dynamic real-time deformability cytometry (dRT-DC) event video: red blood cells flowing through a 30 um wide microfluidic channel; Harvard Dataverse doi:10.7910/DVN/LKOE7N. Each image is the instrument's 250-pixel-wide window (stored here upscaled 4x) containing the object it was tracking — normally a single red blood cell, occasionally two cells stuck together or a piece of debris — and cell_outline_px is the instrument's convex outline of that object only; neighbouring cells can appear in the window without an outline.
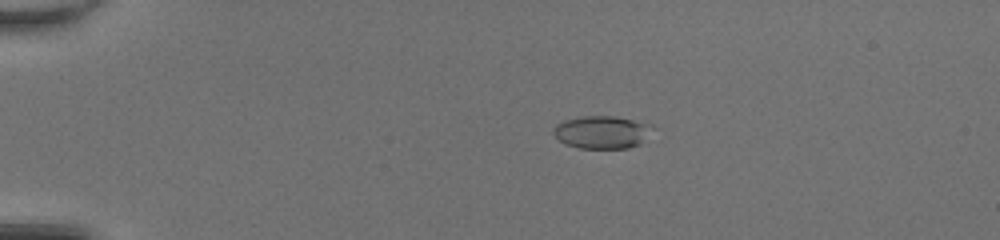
{"species": "common noctule bat (a hibernating species)", "species_latin": "Nyctalus noctula", "temperature_condition": "room temperature", "stored_images_in_passage": 51, "camera_frame_rate_fps": 3000, "um_per_image_px": 0.085, "animal": {"sex": "female", "body_mass_g": 20.0, "forearm_length_mm": 54.0}, "frame": {"image": 1, "passage_image": 12, "time_ms": 3.667, "image_size_px": [1000, 240], "cell_outline_px": [[656, 128], [640, 144], [628, 148], [580, 148], [564, 144], [552, 132], [552, 128], [556, 124], [564, 120], [584, 116], [616, 116], [652, 124]], "centroid_in_image_um": [51.2, 11.23], "position_along_channel_um": 33.8, "area_um2": 19.13}}
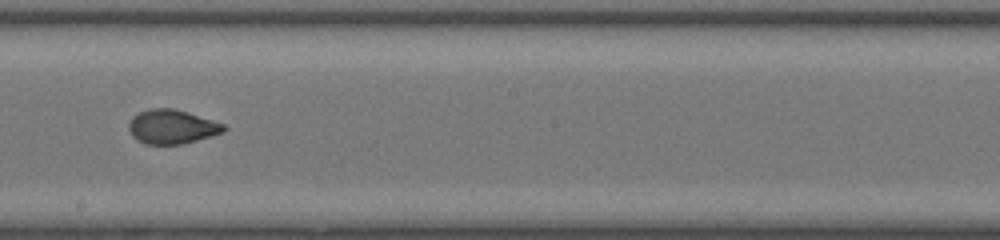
{"frame": {"image": 2, "passage_image": 31, "time_ms": 10.0, "image_size_px": [1000, 240], "cell_outline_px": [[228, 128], [224, 132], [184, 144], [144, 144], [136, 140], [132, 136], [128, 128], [128, 124], [132, 116], [148, 108], [172, 108], [188, 112], [224, 124]], "centroid_in_image_um": [14.6, 10.78], "position_along_channel_um": 233.6, "area_um2": 19.07}}
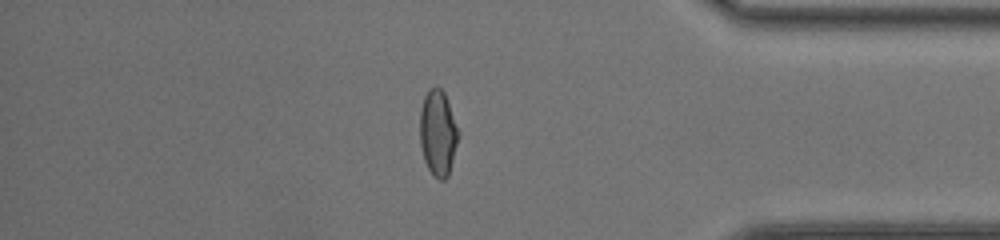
{"frame": {"image": 3, "passage_image": 44, "time_ms": 14.333, "image_size_px": [1000, 240], "cell_outline_px": [[460, 136], [448, 176], [444, 180], [440, 180], [428, 168], [424, 160], [420, 144], [420, 108], [424, 96], [428, 88], [436, 84], [444, 92], [460, 132]], "centroid_in_image_um": [37.23, 11.26], "position_along_channel_um": 398.0, "area_um2": 19.48}, "authors_computed_cell_mechanics": {"area_um2": 19.363, "velocity_mm_per_s": 4.2859, "shape_relaxation_time_tau1_ms": null, "shape_relaxation_time_tau2_ms": 0.7683, "deformation_change_tau1": null, "deformation_change_tau2": 0.0528}}